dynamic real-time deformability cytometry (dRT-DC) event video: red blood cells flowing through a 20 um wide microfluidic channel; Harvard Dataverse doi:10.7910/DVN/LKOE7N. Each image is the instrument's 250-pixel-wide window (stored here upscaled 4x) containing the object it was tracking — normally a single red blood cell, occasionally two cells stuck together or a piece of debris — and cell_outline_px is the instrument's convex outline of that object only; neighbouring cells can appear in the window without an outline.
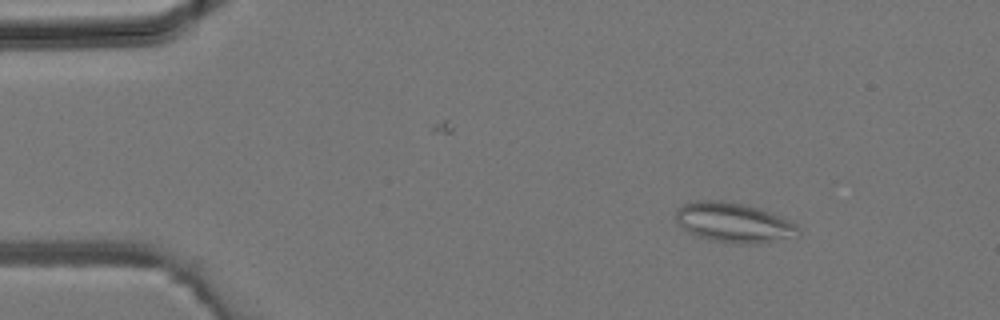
{"species": "common noctule bat (a hibernating species)", "species_latin": "Nyctalus noctula", "temperature_condition": "room temperature", "stored_images_in_passage": 3, "camera_frame_rate_fps": 3000, "um_per_image_px": 0.085, "animal": {"sex": "male", "body_mass_g": 19.2, "forearm_length_mm": 51.8}, "frame": {"image": 1, "passage_image": 1, "time_ms": 0.0, "image_size_px": [1000, 320], "cell_outline_px": [[800, 232], [756, 244], [740, 244], [708, 240], [688, 232], [676, 220], [676, 208], [684, 204], [696, 200], [724, 200], [748, 204], [760, 208], [788, 220], [796, 224], [800, 228]], "centroid_in_image_um": [62.29, 18.89], "position_along_channel_um": 22.7, "area_um2": 28.09}}